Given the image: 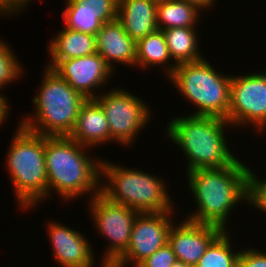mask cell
I'll return each mask as SVG.
<instances>
[{
	"mask_svg": "<svg viewBox=\"0 0 266 267\" xmlns=\"http://www.w3.org/2000/svg\"><path fill=\"white\" fill-rule=\"evenodd\" d=\"M239 158L222 168L186 172L197 209L185 219L229 230L227 221L235 207L248 202V165ZM194 197V198H193ZM227 228V229H226Z\"/></svg>",
	"mask_w": 266,
	"mask_h": 267,
	"instance_id": "1",
	"label": "cell"
},
{
	"mask_svg": "<svg viewBox=\"0 0 266 267\" xmlns=\"http://www.w3.org/2000/svg\"><path fill=\"white\" fill-rule=\"evenodd\" d=\"M88 149L68 136H45L49 196L54 191L62 200L71 202L88 193L91 194L89 199H92L100 192L102 159L90 157Z\"/></svg>",
	"mask_w": 266,
	"mask_h": 267,
	"instance_id": "2",
	"label": "cell"
},
{
	"mask_svg": "<svg viewBox=\"0 0 266 267\" xmlns=\"http://www.w3.org/2000/svg\"><path fill=\"white\" fill-rule=\"evenodd\" d=\"M168 139L179 146L186 159V172L222 168L238 158L232 153L225 136L232 126L223 118L192 115L176 116L167 122ZM226 130V131H225ZM227 140V141H226Z\"/></svg>",
	"mask_w": 266,
	"mask_h": 267,
	"instance_id": "3",
	"label": "cell"
},
{
	"mask_svg": "<svg viewBox=\"0 0 266 267\" xmlns=\"http://www.w3.org/2000/svg\"><path fill=\"white\" fill-rule=\"evenodd\" d=\"M6 154V168L20 210H30L50 197L45 167V136L18 124Z\"/></svg>",
	"mask_w": 266,
	"mask_h": 267,
	"instance_id": "4",
	"label": "cell"
},
{
	"mask_svg": "<svg viewBox=\"0 0 266 267\" xmlns=\"http://www.w3.org/2000/svg\"><path fill=\"white\" fill-rule=\"evenodd\" d=\"M38 94L33 96L35 111L22 117L19 124L48 137L69 136L81 105L87 100L54 70L45 66ZM31 115V116H30Z\"/></svg>",
	"mask_w": 266,
	"mask_h": 267,
	"instance_id": "5",
	"label": "cell"
},
{
	"mask_svg": "<svg viewBox=\"0 0 266 267\" xmlns=\"http://www.w3.org/2000/svg\"><path fill=\"white\" fill-rule=\"evenodd\" d=\"M164 180L141 169L126 168L104 158L101 160L100 192L109 200L139 213L176 210L167 191V180Z\"/></svg>",
	"mask_w": 266,
	"mask_h": 267,
	"instance_id": "6",
	"label": "cell"
},
{
	"mask_svg": "<svg viewBox=\"0 0 266 267\" xmlns=\"http://www.w3.org/2000/svg\"><path fill=\"white\" fill-rule=\"evenodd\" d=\"M206 58L178 64L167 78L184 99L197 107L192 115L226 119L232 75L213 68Z\"/></svg>",
	"mask_w": 266,
	"mask_h": 267,
	"instance_id": "7",
	"label": "cell"
},
{
	"mask_svg": "<svg viewBox=\"0 0 266 267\" xmlns=\"http://www.w3.org/2000/svg\"><path fill=\"white\" fill-rule=\"evenodd\" d=\"M99 93L95 100L103 108L109 124L110 142L129 146L135 144L140 131L151 121L153 112L140 96L126 89L112 87Z\"/></svg>",
	"mask_w": 266,
	"mask_h": 267,
	"instance_id": "8",
	"label": "cell"
},
{
	"mask_svg": "<svg viewBox=\"0 0 266 267\" xmlns=\"http://www.w3.org/2000/svg\"><path fill=\"white\" fill-rule=\"evenodd\" d=\"M88 207L97 234L109 240L100 265L111 266L126 251L139 212L109 200L101 192L88 199Z\"/></svg>",
	"mask_w": 266,
	"mask_h": 267,
	"instance_id": "9",
	"label": "cell"
},
{
	"mask_svg": "<svg viewBox=\"0 0 266 267\" xmlns=\"http://www.w3.org/2000/svg\"><path fill=\"white\" fill-rule=\"evenodd\" d=\"M226 120L234 128L253 127L257 134L266 130V69L232 75L230 104ZM250 125V126H249ZM235 126V127H234Z\"/></svg>",
	"mask_w": 266,
	"mask_h": 267,
	"instance_id": "10",
	"label": "cell"
},
{
	"mask_svg": "<svg viewBox=\"0 0 266 267\" xmlns=\"http://www.w3.org/2000/svg\"><path fill=\"white\" fill-rule=\"evenodd\" d=\"M176 211L178 210L139 213L133 222L130 242L126 251L111 267H127L131 264L132 267H137L156 250L165 246L168 243L169 231L176 223L173 217Z\"/></svg>",
	"mask_w": 266,
	"mask_h": 267,
	"instance_id": "11",
	"label": "cell"
},
{
	"mask_svg": "<svg viewBox=\"0 0 266 267\" xmlns=\"http://www.w3.org/2000/svg\"><path fill=\"white\" fill-rule=\"evenodd\" d=\"M45 66L54 70L87 99H95L98 96L95 91L100 87L104 89L111 75L115 74L97 52L67 60H49Z\"/></svg>",
	"mask_w": 266,
	"mask_h": 267,
	"instance_id": "12",
	"label": "cell"
},
{
	"mask_svg": "<svg viewBox=\"0 0 266 267\" xmlns=\"http://www.w3.org/2000/svg\"><path fill=\"white\" fill-rule=\"evenodd\" d=\"M46 232L54 262L61 267H94L95 253L84 233L57 221H49Z\"/></svg>",
	"mask_w": 266,
	"mask_h": 267,
	"instance_id": "13",
	"label": "cell"
},
{
	"mask_svg": "<svg viewBox=\"0 0 266 267\" xmlns=\"http://www.w3.org/2000/svg\"><path fill=\"white\" fill-rule=\"evenodd\" d=\"M173 224L168 234L177 261L195 266L210 244L224 231L222 228L183 219Z\"/></svg>",
	"mask_w": 266,
	"mask_h": 267,
	"instance_id": "14",
	"label": "cell"
},
{
	"mask_svg": "<svg viewBox=\"0 0 266 267\" xmlns=\"http://www.w3.org/2000/svg\"><path fill=\"white\" fill-rule=\"evenodd\" d=\"M95 44L96 52L113 71L116 67L115 62L135 67L136 42L130 38L117 19L102 24L96 34Z\"/></svg>",
	"mask_w": 266,
	"mask_h": 267,
	"instance_id": "15",
	"label": "cell"
},
{
	"mask_svg": "<svg viewBox=\"0 0 266 267\" xmlns=\"http://www.w3.org/2000/svg\"><path fill=\"white\" fill-rule=\"evenodd\" d=\"M68 137L91 149L110 143L108 120L95 99H87L81 105L75 126Z\"/></svg>",
	"mask_w": 266,
	"mask_h": 267,
	"instance_id": "16",
	"label": "cell"
},
{
	"mask_svg": "<svg viewBox=\"0 0 266 267\" xmlns=\"http://www.w3.org/2000/svg\"><path fill=\"white\" fill-rule=\"evenodd\" d=\"M156 6L151 0H118L117 20L135 42L158 30Z\"/></svg>",
	"mask_w": 266,
	"mask_h": 267,
	"instance_id": "17",
	"label": "cell"
},
{
	"mask_svg": "<svg viewBox=\"0 0 266 267\" xmlns=\"http://www.w3.org/2000/svg\"><path fill=\"white\" fill-rule=\"evenodd\" d=\"M96 35L63 27L50 40L48 53L50 60H67L96 53Z\"/></svg>",
	"mask_w": 266,
	"mask_h": 267,
	"instance_id": "18",
	"label": "cell"
},
{
	"mask_svg": "<svg viewBox=\"0 0 266 267\" xmlns=\"http://www.w3.org/2000/svg\"><path fill=\"white\" fill-rule=\"evenodd\" d=\"M171 60L163 31L157 30L136 42V68L162 66L161 69L165 70L163 73L168 78L177 66Z\"/></svg>",
	"mask_w": 266,
	"mask_h": 267,
	"instance_id": "19",
	"label": "cell"
},
{
	"mask_svg": "<svg viewBox=\"0 0 266 267\" xmlns=\"http://www.w3.org/2000/svg\"><path fill=\"white\" fill-rule=\"evenodd\" d=\"M197 27H176L162 30L172 61L178 65L200 60L203 57L199 48Z\"/></svg>",
	"mask_w": 266,
	"mask_h": 267,
	"instance_id": "20",
	"label": "cell"
},
{
	"mask_svg": "<svg viewBox=\"0 0 266 267\" xmlns=\"http://www.w3.org/2000/svg\"><path fill=\"white\" fill-rule=\"evenodd\" d=\"M62 19L65 28L96 35L103 23L117 19V13H95L78 0H65Z\"/></svg>",
	"mask_w": 266,
	"mask_h": 267,
	"instance_id": "21",
	"label": "cell"
},
{
	"mask_svg": "<svg viewBox=\"0 0 266 267\" xmlns=\"http://www.w3.org/2000/svg\"><path fill=\"white\" fill-rule=\"evenodd\" d=\"M200 9L182 0H164L157 3L156 18L158 30L176 27H197ZM196 24V26H195Z\"/></svg>",
	"mask_w": 266,
	"mask_h": 267,
	"instance_id": "22",
	"label": "cell"
},
{
	"mask_svg": "<svg viewBox=\"0 0 266 267\" xmlns=\"http://www.w3.org/2000/svg\"><path fill=\"white\" fill-rule=\"evenodd\" d=\"M231 232L223 231L208 247L194 267H237L241 249L234 251Z\"/></svg>",
	"mask_w": 266,
	"mask_h": 267,
	"instance_id": "23",
	"label": "cell"
},
{
	"mask_svg": "<svg viewBox=\"0 0 266 267\" xmlns=\"http://www.w3.org/2000/svg\"><path fill=\"white\" fill-rule=\"evenodd\" d=\"M11 46L0 39V90L23 77V65Z\"/></svg>",
	"mask_w": 266,
	"mask_h": 267,
	"instance_id": "24",
	"label": "cell"
},
{
	"mask_svg": "<svg viewBox=\"0 0 266 267\" xmlns=\"http://www.w3.org/2000/svg\"><path fill=\"white\" fill-rule=\"evenodd\" d=\"M254 173L255 171L248 167V202L246 205H253V208L266 215V178L261 179Z\"/></svg>",
	"mask_w": 266,
	"mask_h": 267,
	"instance_id": "25",
	"label": "cell"
},
{
	"mask_svg": "<svg viewBox=\"0 0 266 267\" xmlns=\"http://www.w3.org/2000/svg\"><path fill=\"white\" fill-rule=\"evenodd\" d=\"M177 262L172 247L167 243L147 257L137 267H172Z\"/></svg>",
	"mask_w": 266,
	"mask_h": 267,
	"instance_id": "26",
	"label": "cell"
},
{
	"mask_svg": "<svg viewBox=\"0 0 266 267\" xmlns=\"http://www.w3.org/2000/svg\"><path fill=\"white\" fill-rule=\"evenodd\" d=\"M237 267H266V251L257 247H244L239 254Z\"/></svg>",
	"mask_w": 266,
	"mask_h": 267,
	"instance_id": "27",
	"label": "cell"
},
{
	"mask_svg": "<svg viewBox=\"0 0 266 267\" xmlns=\"http://www.w3.org/2000/svg\"><path fill=\"white\" fill-rule=\"evenodd\" d=\"M95 13H117L118 0H78Z\"/></svg>",
	"mask_w": 266,
	"mask_h": 267,
	"instance_id": "28",
	"label": "cell"
},
{
	"mask_svg": "<svg viewBox=\"0 0 266 267\" xmlns=\"http://www.w3.org/2000/svg\"><path fill=\"white\" fill-rule=\"evenodd\" d=\"M29 4L30 0H0V13L8 17L20 15Z\"/></svg>",
	"mask_w": 266,
	"mask_h": 267,
	"instance_id": "29",
	"label": "cell"
},
{
	"mask_svg": "<svg viewBox=\"0 0 266 267\" xmlns=\"http://www.w3.org/2000/svg\"><path fill=\"white\" fill-rule=\"evenodd\" d=\"M3 95H4V93L1 94V92H0V126L6 121V119H9V117H8V116H10L9 110H10V108H12V107H9L10 103H9L7 97H5V95L4 96Z\"/></svg>",
	"mask_w": 266,
	"mask_h": 267,
	"instance_id": "30",
	"label": "cell"
},
{
	"mask_svg": "<svg viewBox=\"0 0 266 267\" xmlns=\"http://www.w3.org/2000/svg\"><path fill=\"white\" fill-rule=\"evenodd\" d=\"M187 3L194 4L197 6L202 12L213 9L212 7L214 6V3L217 1L215 0H182Z\"/></svg>",
	"mask_w": 266,
	"mask_h": 267,
	"instance_id": "31",
	"label": "cell"
},
{
	"mask_svg": "<svg viewBox=\"0 0 266 267\" xmlns=\"http://www.w3.org/2000/svg\"><path fill=\"white\" fill-rule=\"evenodd\" d=\"M172 267H194V266H191V265H186L182 262H176Z\"/></svg>",
	"mask_w": 266,
	"mask_h": 267,
	"instance_id": "32",
	"label": "cell"
},
{
	"mask_svg": "<svg viewBox=\"0 0 266 267\" xmlns=\"http://www.w3.org/2000/svg\"><path fill=\"white\" fill-rule=\"evenodd\" d=\"M151 1H154V2H156V3H159V2H162V1H164V0H151Z\"/></svg>",
	"mask_w": 266,
	"mask_h": 267,
	"instance_id": "33",
	"label": "cell"
},
{
	"mask_svg": "<svg viewBox=\"0 0 266 267\" xmlns=\"http://www.w3.org/2000/svg\"><path fill=\"white\" fill-rule=\"evenodd\" d=\"M99 267H111V266H108V265H100Z\"/></svg>",
	"mask_w": 266,
	"mask_h": 267,
	"instance_id": "34",
	"label": "cell"
}]
</instances>
